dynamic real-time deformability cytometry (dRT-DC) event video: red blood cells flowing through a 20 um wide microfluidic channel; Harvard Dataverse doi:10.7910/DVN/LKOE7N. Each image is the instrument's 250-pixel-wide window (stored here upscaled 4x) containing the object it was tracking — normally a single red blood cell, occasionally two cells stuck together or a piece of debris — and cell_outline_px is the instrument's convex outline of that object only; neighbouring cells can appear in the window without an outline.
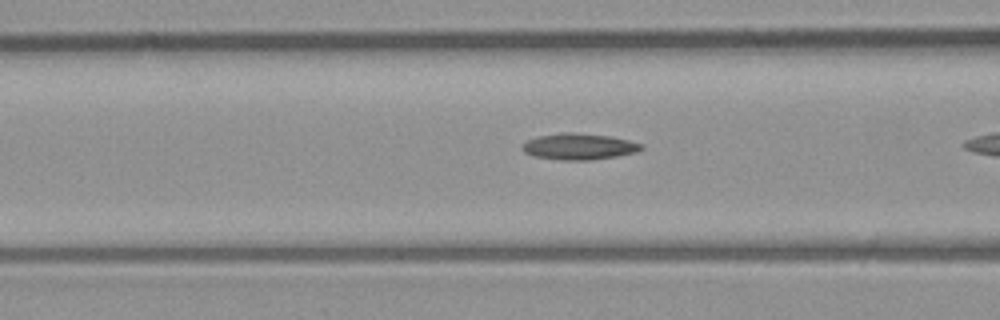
{"species": "common noctule bat (a hibernating species)", "species_latin": "Nyctalus noctula", "temperature_condition": "room temperature", "stored_images_in_passage": 9, "camera_frame_rate_fps": 3000, "um_per_image_px": 0.085, "animal": {"sex": "male", "body_mass_g": 23.1, "forearm_length_mm": 52.7}, "frame": {"image": 1, "passage_image": 8, "time_ms": 2.333, "image_size_px": [1000, 320], "cell_outline_px": [[644, 148], [636, 152], [616, 156], [588, 160], [560, 160], [532, 156], [524, 152], [520, 148], [528, 140], [540, 136], [560, 132], [572, 132], [612, 136], [644, 144]], "centroid_in_image_um": [49.22, 12.45], "position_along_channel_um": 117.4, "area_um2": 18.26}}